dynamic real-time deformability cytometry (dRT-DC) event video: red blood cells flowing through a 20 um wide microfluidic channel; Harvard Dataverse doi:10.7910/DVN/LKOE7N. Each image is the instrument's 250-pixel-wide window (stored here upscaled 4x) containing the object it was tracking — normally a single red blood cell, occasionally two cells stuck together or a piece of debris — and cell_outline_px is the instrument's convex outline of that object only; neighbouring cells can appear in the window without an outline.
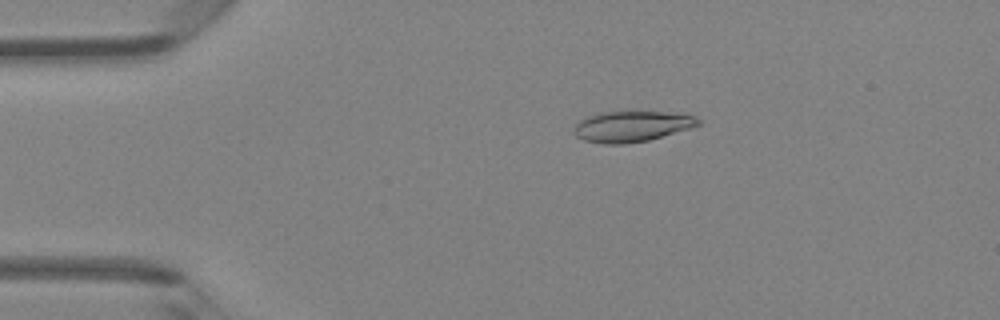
{"species": "Egyptian fruit bat (a non-hibernating species)", "species_latin": "Rousettus aegyptiacus", "temperature_condition": "room temperature", "stored_images_in_passage": 47, "camera_frame_rate_fps": 3000, "um_per_image_px": 0.085, "animal": {"sex": "female"}, "frame": {"image": 1, "passage_image": 9, "time_ms": 2.667, "image_size_px": [1000, 320], "cell_outline_px": [[704, 124], [692, 128], [648, 140], [624, 144], [604, 144], [584, 140], [576, 136], [576, 124], [580, 120], [588, 116], [604, 112], [664, 112], [696, 116]], "centroid_in_image_um": [53.76, 10.75], "position_along_channel_um": 31.2, "area_um2": 22.08}}
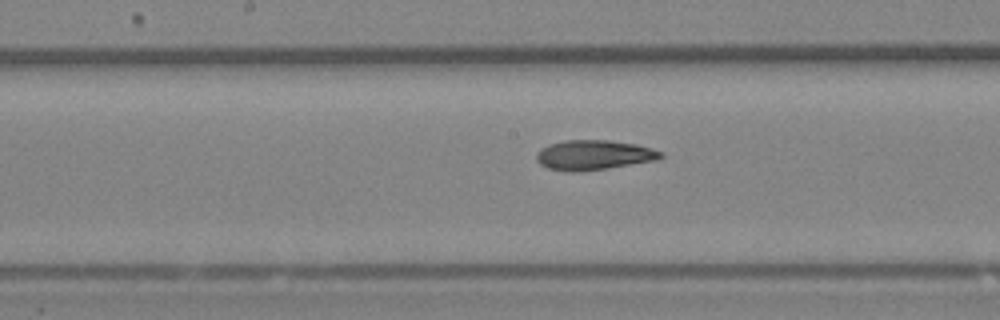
{"frame": {"image": 2, "passage_image": 24, "time_ms": 7.667, "image_size_px": [1000, 320], "cell_outline_px": [[664, 156], [656, 160], [608, 168], [572, 172], [568, 172], [548, 168], [540, 164], [536, 160], [536, 152], [540, 148], [548, 144], [564, 140], [608, 140], [636, 144], [664, 152]], "centroid_in_image_um": [50.44, 13.17], "position_along_channel_um": 197.8, "area_um2": 21.68}}
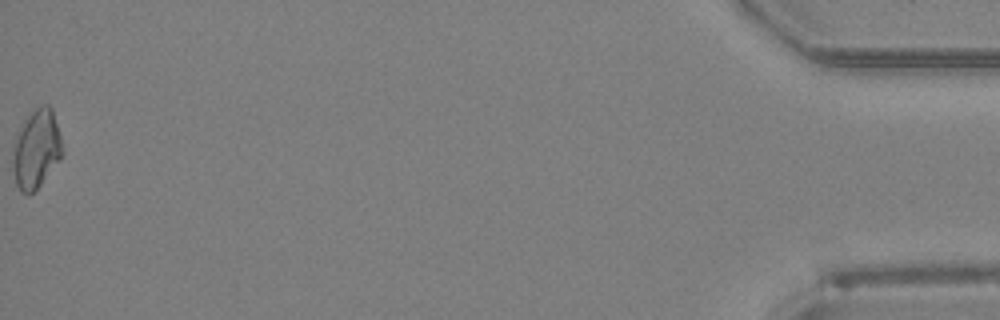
{"frame": {"image": 3, "passage_image": 47, "time_ms": 15.333, "image_size_px": [1000, 320], "cell_outline_px": [[64, 152], [60, 160], [40, 184], [28, 196], [20, 192], [16, 184], [12, 168], [12, 148], [20, 128], [28, 112], [32, 108], [44, 104], [48, 104], [52, 108], [60, 136]], "centroid_in_image_um": [3.07, 12.65], "position_along_channel_um": 432.1, "area_um2": 23.0}, "authors_computed_cell_mechanics": {"area_um2": 21.6172, "velocity_mm_per_s": 4.3527, "shape_relaxation_time_tau1_ms": 7.0815, "shape_relaxation_time_tau2_ms": 5.3765, "deformation_change_tau1": 0.1601, "deformation_change_tau2": 0.1222}}